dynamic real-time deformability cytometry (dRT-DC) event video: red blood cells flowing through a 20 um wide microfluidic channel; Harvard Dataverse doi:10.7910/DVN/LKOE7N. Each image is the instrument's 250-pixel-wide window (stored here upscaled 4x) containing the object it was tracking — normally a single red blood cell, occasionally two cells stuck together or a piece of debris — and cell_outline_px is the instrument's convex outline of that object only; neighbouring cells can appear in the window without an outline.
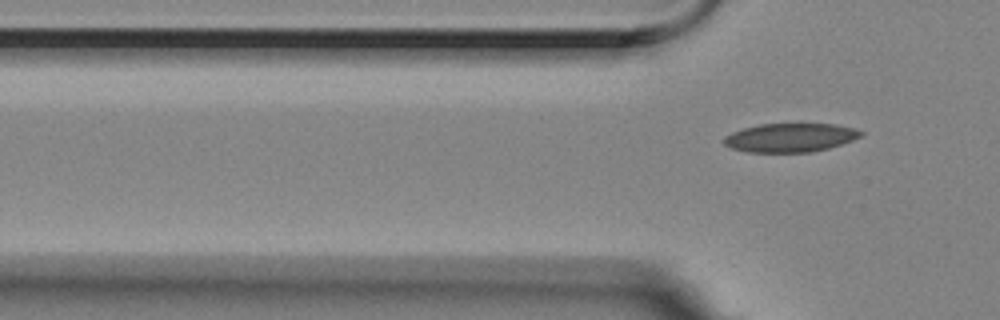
{"species": "Egyptian fruit bat (a non-hibernating species)", "species_latin": "Rousettus aegyptiacus", "temperature_condition": "room temperature", "stored_images_in_passage": 7, "segment_of_instrument_passage": [2, 2], "camera_frame_rate_fps": 3000, "um_per_image_px": 0.085, "animal": {"sex": "female"}, "frame": {"image": 1, "passage_image": 7, "time_ms": 2.0, "image_size_px": [1000, 320], "cell_outline_px": [[864, 132], [860, 136], [852, 140], [828, 148], [812, 152], [748, 152], [732, 148], [724, 144], [724, 136], [732, 132], [744, 128], [760, 124], [836, 124], [856, 128]], "centroid_in_image_um": [67.18, 11.69], "position_along_channel_um": 58.6, "area_um2": 22.83}}